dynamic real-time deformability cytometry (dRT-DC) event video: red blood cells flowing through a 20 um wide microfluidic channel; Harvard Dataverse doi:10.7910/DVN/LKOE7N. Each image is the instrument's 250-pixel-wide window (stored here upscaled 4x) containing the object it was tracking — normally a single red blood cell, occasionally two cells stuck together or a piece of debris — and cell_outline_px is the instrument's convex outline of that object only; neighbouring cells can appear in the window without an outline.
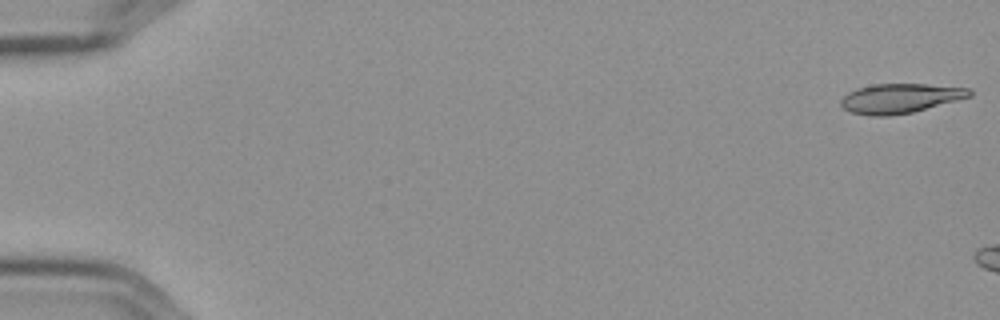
{"species": "Egyptian fruit bat (a non-hibernating species)", "species_latin": "Rousettus aegyptiacus", "temperature_condition": "cold", "stored_images_in_passage": 7, "camera_frame_rate_fps": 3000, "um_per_image_px": 0.085, "frame": {"image": 1, "passage_image": 1, "time_ms": 0.0, "image_size_px": [1000, 320], "cell_outline_px": [[972, 96], [912, 112], [888, 116], [872, 116], [852, 112], [844, 108], [840, 104], [840, 100], [848, 92], [860, 88], [876, 84], [928, 84], [972, 88]], "centroid_in_image_um": [76.54, 8.35], "position_along_channel_um": 8.5, "area_um2": 21.96}}